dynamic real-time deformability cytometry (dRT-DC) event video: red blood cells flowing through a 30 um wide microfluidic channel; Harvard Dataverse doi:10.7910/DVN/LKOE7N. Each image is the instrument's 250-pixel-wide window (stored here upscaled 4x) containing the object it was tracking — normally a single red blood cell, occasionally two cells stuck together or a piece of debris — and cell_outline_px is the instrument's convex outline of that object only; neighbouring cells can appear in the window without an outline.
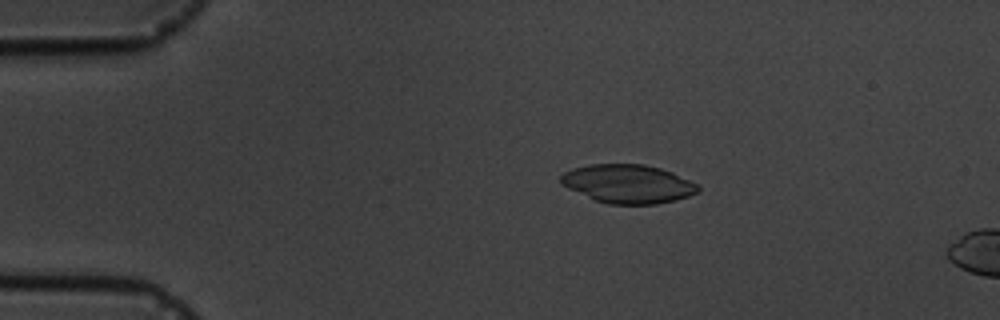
{"species": "common noctule bat (a hibernating species)", "species_latin": "Nyctalus noctula", "temperature_condition": "cold", "stored_images_in_passage": 4, "camera_frame_rate_fps": 3000, "um_per_image_px": 0.085, "animal": {"sex": "male", "body_mass_g": 19.5, "forearm_length_mm": 54.6}, "frame": {"image": 1, "passage_image": 3, "time_ms": 2.333, "image_size_px": [1000, 320], "cell_outline_px": [[700, 188], [696, 192], [688, 196], [676, 200], [656, 204], [608, 204], [596, 200], [568, 188], [560, 184], [560, 176], [564, 172], [572, 168], [592, 164], [644, 164], [660, 168], [672, 172], [696, 184]], "centroid_in_image_um": [53.35, 15.62], "position_along_channel_um": 31.7, "area_um2": 30.69}}